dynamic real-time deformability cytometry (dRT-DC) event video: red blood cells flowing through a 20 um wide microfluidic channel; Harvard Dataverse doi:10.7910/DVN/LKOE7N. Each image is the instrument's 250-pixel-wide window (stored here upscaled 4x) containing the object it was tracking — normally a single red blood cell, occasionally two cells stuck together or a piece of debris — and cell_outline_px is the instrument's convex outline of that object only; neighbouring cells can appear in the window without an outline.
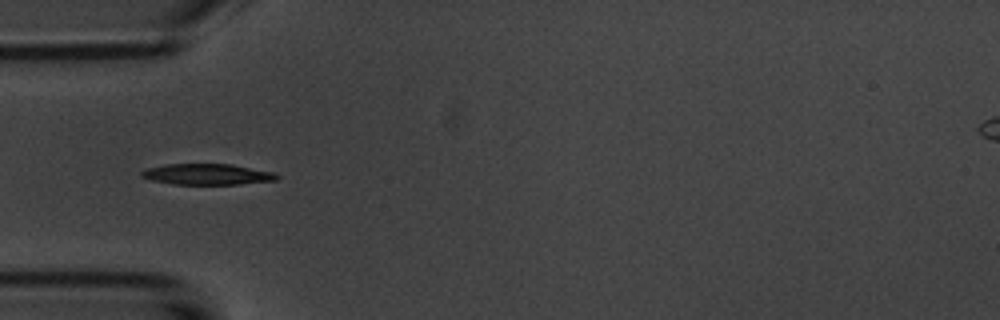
{"species": "common noctule bat (a hibernating species)", "species_latin": "Nyctalus noctula", "temperature_condition": "room temperature", "stored_images_in_passage": 53, "camera_frame_rate_fps": 3000, "um_per_image_px": 0.085, "animal": {"sex": "male", "body_mass_g": 20.1, "forearm_length_mm": 53.5}, "frame": {"image": 1, "passage_image": 16, "time_ms": 5.0, "image_size_px": [1000, 320], "cell_outline_px": [[280, 176], [276, 180], [240, 184], [172, 184], [152, 180], [140, 176], [140, 172], [148, 168], [164, 164], [232, 164], [272, 172]], "centroid_in_image_um": [17.59, 14.81], "position_along_channel_um": 67.4, "area_um2": 16.42}}
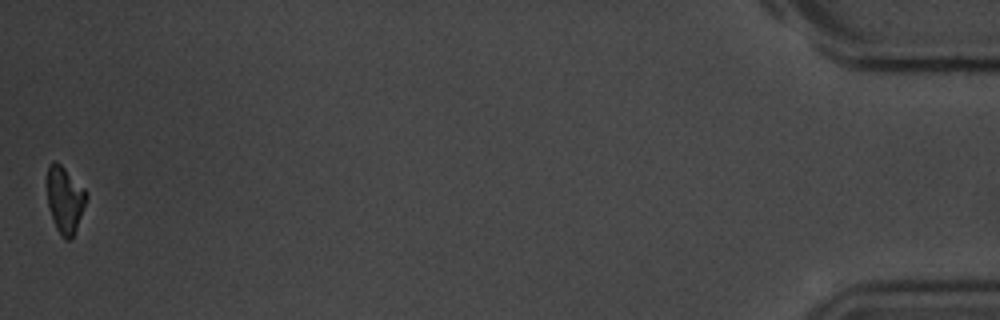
{"frame": {"image": 2, "passage_image": 53, "time_ms": 17.333, "image_size_px": [1000, 320], "cell_outline_px": [[88, 196], [76, 228], [72, 236], [68, 240], [64, 240], [60, 236], [56, 228], [48, 204], [48, 164], [52, 160], [60, 164], [88, 192]], "centroid_in_image_um": [5.52, 16.97], "position_along_channel_um": 429.7, "area_um2": 14.91}, "authors_computed_cell_mechanics": {"area_um2": 16.3574, "velocity_mm_per_s": 3.7063, "shape_relaxation_time_tau1_ms": 2.6362, "shape_relaxation_time_tau2_ms": null, "deformation_change_tau1": 0.1381, "deformation_change_tau2": null}}